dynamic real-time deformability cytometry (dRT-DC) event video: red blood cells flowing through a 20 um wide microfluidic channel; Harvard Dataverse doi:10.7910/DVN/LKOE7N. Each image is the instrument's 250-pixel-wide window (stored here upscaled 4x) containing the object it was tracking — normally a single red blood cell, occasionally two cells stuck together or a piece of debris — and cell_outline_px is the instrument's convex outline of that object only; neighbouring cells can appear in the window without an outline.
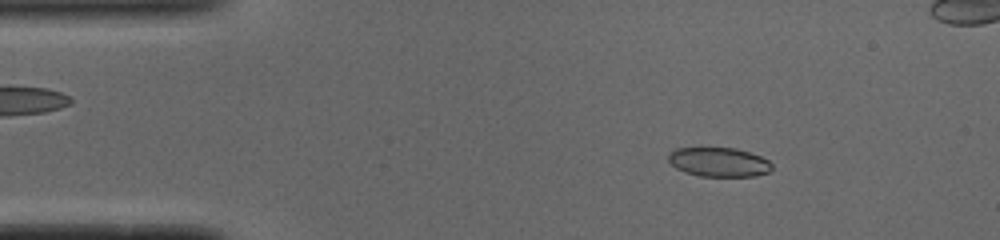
{"species": "common noctule bat (a hibernating species)", "species_latin": "Nyctalus noctula", "temperature_condition": "cold", "stored_images_in_passage": 52, "camera_frame_rate_fps": 3000, "um_per_image_px": 0.085, "animal": {"sex": "male", "body_mass_g": 19.0, "forearm_length_mm": 50.8}, "frame": {"image": 1, "passage_image": 7, "time_ms": 2.0, "image_size_px": [1000, 240], "cell_outline_px": [[772, 168], [768, 172], [756, 176], [700, 176], [684, 172], [676, 168], [668, 160], [668, 152], [676, 148], [700, 144], [736, 148], [760, 156], [768, 160], [772, 164]], "centroid_in_image_um": [61.03, 13.71], "position_along_channel_um": 24.0, "area_um2": 18.5}}
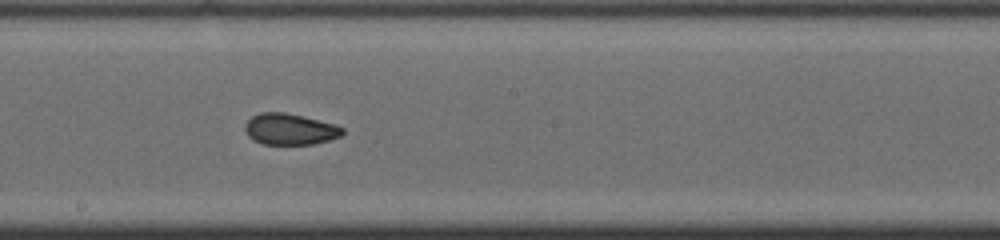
{"frame": {"image": 2, "passage_image": 27, "time_ms": 8.667, "image_size_px": [1000, 240], "cell_outline_px": [[344, 132], [340, 136], [328, 140], [312, 144], [264, 144], [252, 140], [248, 136], [244, 128], [244, 124], [252, 116], [260, 112], [284, 112], [304, 116], [336, 124], [344, 128]], "centroid_in_image_um": [24.63, 10.97], "position_along_channel_um": 223.6, "area_um2": 17.86}}
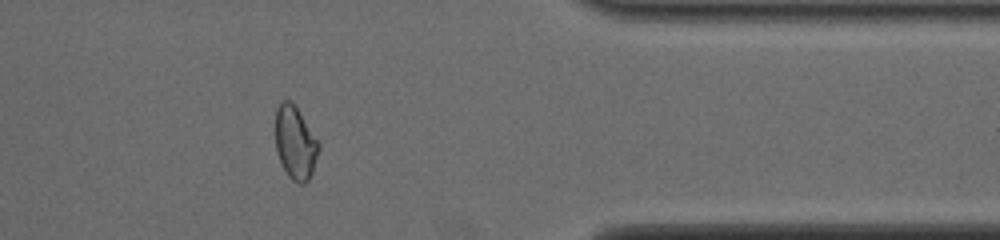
{"frame": {"image": 3, "passage_image": 41, "time_ms": 13.333, "image_size_px": [1000, 240], "cell_outline_px": [[320, 148], [312, 172], [308, 180], [304, 184], [300, 184], [292, 180], [288, 176], [276, 152], [276, 108], [280, 100], [288, 100], [296, 108], [320, 144]], "centroid_in_image_um": [25.09, 12.16], "position_along_channel_um": 386.3, "area_um2": 18.15}, "authors_computed_cell_mechanics": {"area_um2": 18.4671, "velocity_mm_per_s": 3.9062, "shape_relaxation_time_tau1_ms": null, "shape_relaxation_time_tau2_ms": 1.4112, "deformation_change_tau1": null, "deformation_change_tau2": 0.0579}}